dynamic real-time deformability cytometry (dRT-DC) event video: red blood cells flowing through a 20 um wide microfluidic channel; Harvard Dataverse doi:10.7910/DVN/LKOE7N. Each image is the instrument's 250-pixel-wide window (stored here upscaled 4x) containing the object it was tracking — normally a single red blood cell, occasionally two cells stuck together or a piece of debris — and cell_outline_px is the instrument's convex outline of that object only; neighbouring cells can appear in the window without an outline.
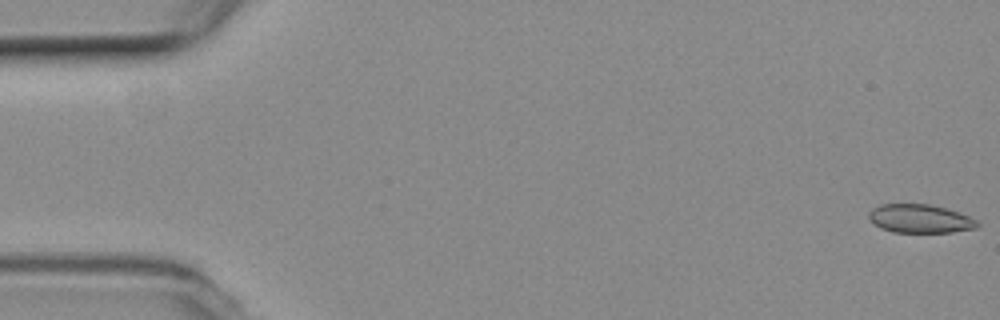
{"species": "common noctule bat (a hibernating species)", "species_latin": "Nyctalus noctula", "temperature_condition": "room temperature", "stored_images_in_passage": 6, "camera_frame_rate_fps": 3000, "um_per_image_px": 0.085, "animal": {"sex": "female", "body_mass_g": 19.3, "forearm_length_mm": 54.1}, "frame": {"image": 1, "passage_image": 1, "time_ms": 0.0, "image_size_px": [1000, 320], "cell_outline_px": [[980, 224], [976, 228], [952, 232], [892, 232], [880, 228], [872, 224], [868, 216], [868, 212], [872, 208], [880, 204], [928, 204], [960, 212], [976, 220]], "centroid_in_image_um": [78.16, 18.59], "position_along_channel_um": 6.8, "area_um2": 18.15}}